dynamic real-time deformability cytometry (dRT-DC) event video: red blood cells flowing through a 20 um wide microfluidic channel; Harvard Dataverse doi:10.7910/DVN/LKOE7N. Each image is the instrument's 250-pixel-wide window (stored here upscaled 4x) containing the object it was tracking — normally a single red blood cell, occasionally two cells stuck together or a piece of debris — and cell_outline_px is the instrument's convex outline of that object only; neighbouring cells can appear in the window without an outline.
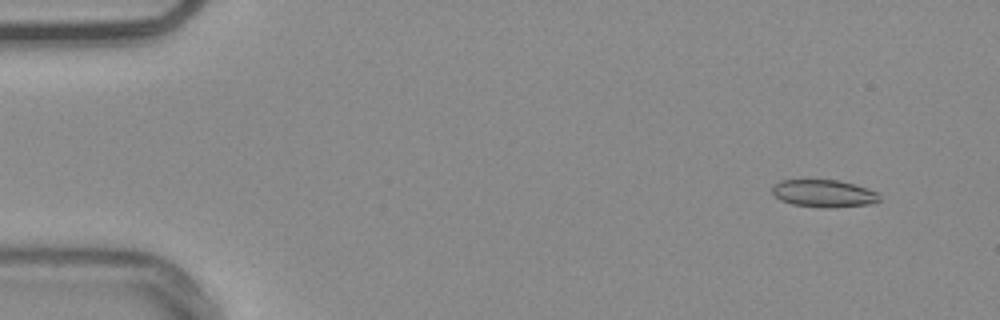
{"species": "common noctule bat (a hibernating species)", "species_latin": "Nyctalus noctula", "temperature_condition": "warm", "stored_images_in_passage": 18, "camera_frame_rate_fps": 3000, "um_per_image_px": 0.085, "animal": {"sex": "male", "body_mass_g": 20.4}, "frame": {"image": 1, "passage_image": 5, "time_ms": 1.333, "image_size_px": [1000, 320], "cell_outline_px": [[880, 200], [868, 204], [828, 208], [792, 204], [780, 200], [772, 192], [772, 188], [780, 180], [836, 180], [852, 184], [876, 192], [880, 196]], "centroid_in_image_um": [69.99, 16.45], "position_along_channel_um": 15.0, "area_um2": 16.76}}
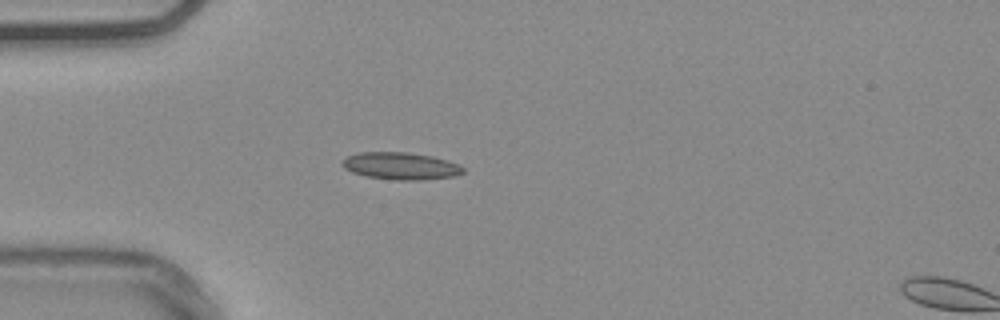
{"frame": {"image": 2, "passage_image": 16, "time_ms": 5.0, "image_size_px": [1000, 320], "cell_outline_px": [[464, 172], [456, 176], [420, 180], [396, 180], [368, 176], [352, 172], [344, 168], [340, 164], [348, 156], [360, 152], [408, 152], [432, 156], [448, 160], [464, 168]], "centroid_in_image_um": [34.07, 14.1], "position_along_channel_um": 50.9, "area_um2": 19.07}}